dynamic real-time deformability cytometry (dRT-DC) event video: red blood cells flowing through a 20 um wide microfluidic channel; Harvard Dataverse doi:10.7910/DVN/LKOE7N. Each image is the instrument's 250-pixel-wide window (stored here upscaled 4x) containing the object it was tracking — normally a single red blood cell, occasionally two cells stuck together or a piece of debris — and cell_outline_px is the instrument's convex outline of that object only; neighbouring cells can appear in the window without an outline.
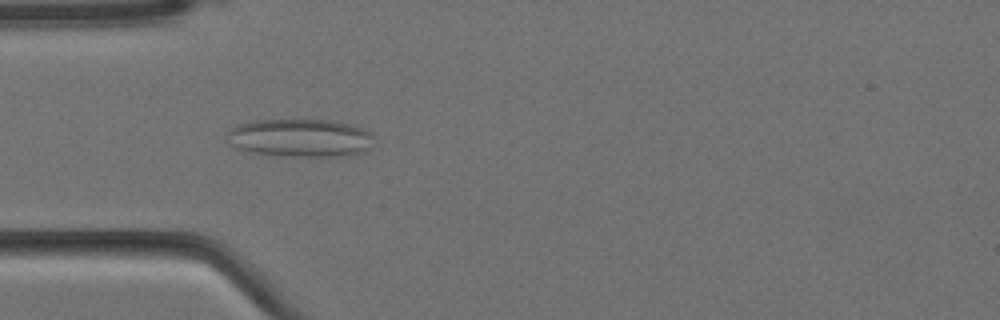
{"species": "Egyptian fruit bat (a non-hibernating species)", "species_latin": "Rousettus aegyptiacus", "temperature_condition": "cold", "stored_images_in_passage": 4, "camera_frame_rate_fps": 3000, "um_per_image_px": 0.085, "animal": {"sex": "female"}, "frame": {"image": 1, "passage_image": 4, "time_ms": 1.0, "image_size_px": [1000, 320], "cell_outline_px": [[372, 148], [364, 152], [348, 156], [288, 156], [252, 152], [232, 148], [228, 132], [232, 128], [240, 124], [252, 120], [328, 120], [348, 124], [372, 132]], "centroid_in_image_um": [25.55, 11.73], "position_along_channel_um": 59.4, "area_um2": 32.54}}